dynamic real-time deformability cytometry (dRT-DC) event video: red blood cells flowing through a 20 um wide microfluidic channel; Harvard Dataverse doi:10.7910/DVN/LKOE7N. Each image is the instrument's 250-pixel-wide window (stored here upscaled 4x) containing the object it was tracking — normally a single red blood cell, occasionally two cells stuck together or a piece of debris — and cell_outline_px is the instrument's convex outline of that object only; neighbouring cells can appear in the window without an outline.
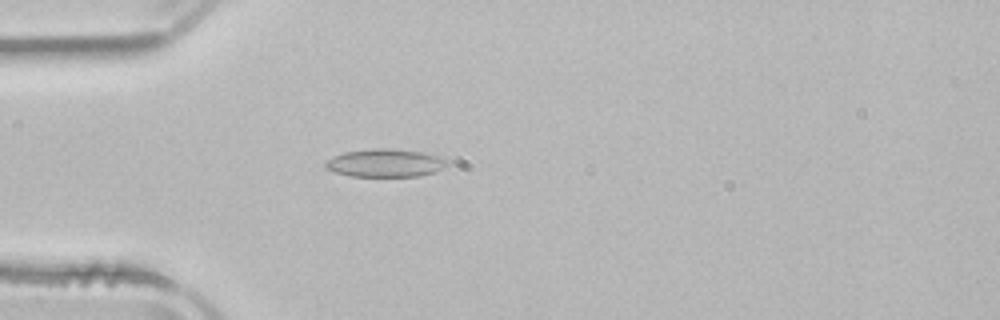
{"species": "common noctule bat (a hibernating species)", "species_latin": "Nyctalus noctula", "temperature_condition": "room temperature", "stored_images_in_passage": 2, "camera_frame_rate_fps": 3000, "um_per_image_px": 0.085, "animal": {"sex": "male", "body_mass_g": 21.5, "forearm_length_mm": 52.0}, "frame": {"image": 1, "passage_image": 2, "time_ms": 1.333, "image_size_px": [1000, 320], "cell_outline_px": [[448, 164], [432, 172], [420, 176], [352, 176], [336, 172], [324, 168], [324, 164], [332, 156], [344, 152], [372, 148], [388, 148], [420, 152], [436, 156], [448, 160]], "centroid_in_image_um": [32.68, 13.85], "position_along_channel_um": 52.3, "area_um2": 19.59}}